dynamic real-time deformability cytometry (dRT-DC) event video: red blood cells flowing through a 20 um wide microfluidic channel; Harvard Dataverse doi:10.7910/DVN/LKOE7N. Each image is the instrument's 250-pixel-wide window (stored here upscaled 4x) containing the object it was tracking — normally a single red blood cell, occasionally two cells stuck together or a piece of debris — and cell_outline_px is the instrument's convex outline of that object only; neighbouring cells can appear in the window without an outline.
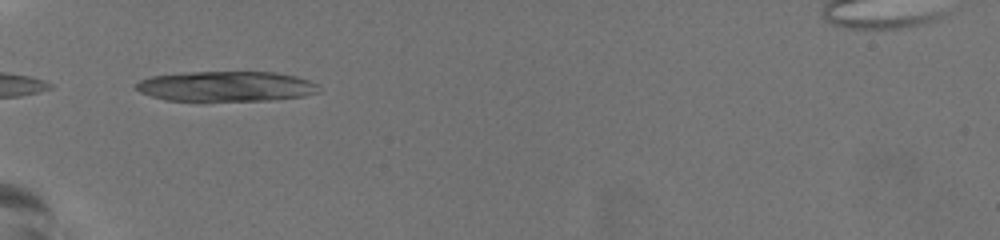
{"species": "common noctule bat (a hibernating species)", "species_latin": "Nyctalus noctula", "temperature_condition": "warm", "stored_images_in_passage": 8, "segment_of_instrument_passage": [1, 2], "camera_frame_rate_fps": 3000, "um_per_image_px": 0.085, "animal": {"sex": "female", "body_mass_g": 19.5, "forearm_length_mm": 54.1}, "frame": {"image": 1, "passage_image": 1, "time_ms": 0.0, "image_size_px": [1000, 240], "cell_outline_px": [[320, 92], [304, 96], [272, 100], [164, 100], [140, 92], [136, 88], [136, 84], [140, 80], [152, 76], [188, 72], [272, 72], [296, 76], [308, 80], [316, 84]], "centroid_in_image_um": [19.23, 7.33], "position_along_channel_um": 65.8, "area_um2": 31.85}}